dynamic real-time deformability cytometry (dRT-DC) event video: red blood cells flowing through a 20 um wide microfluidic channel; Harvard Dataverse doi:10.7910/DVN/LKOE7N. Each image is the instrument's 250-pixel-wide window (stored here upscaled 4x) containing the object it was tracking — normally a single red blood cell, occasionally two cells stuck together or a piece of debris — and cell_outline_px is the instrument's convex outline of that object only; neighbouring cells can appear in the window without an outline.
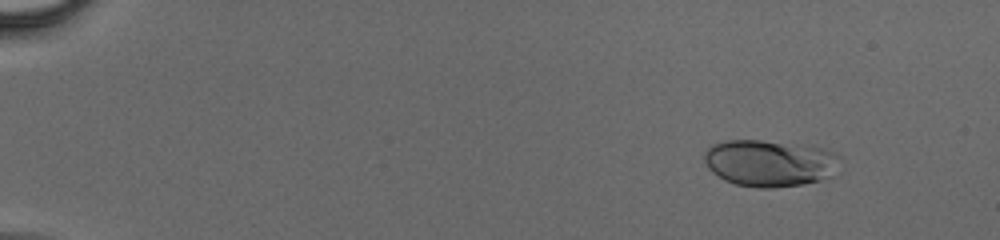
{"species": "human", "species_latin": "Homo sapiens", "temperature_condition": "cold", "stored_images_in_passage": 43, "camera_frame_rate_fps": 3000, "um_per_image_px": 0.085, "donor": {"sex": "male"}, "frame": {"image": 1, "passage_image": 1, "time_ms": 0.0, "image_size_px": [1000, 240], "cell_outline_px": [[840, 156], [836, 176], [804, 184], [772, 188], [756, 188], [736, 184], [724, 180], [712, 172], [708, 168], [704, 160], [704, 152], [712, 144], [724, 140], [760, 140], [820, 148], [836, 152]], "centroid_in_image_um": [65.43, 13.88], "position_along_channel_um": 19.6, "area_um2": 37.22}}
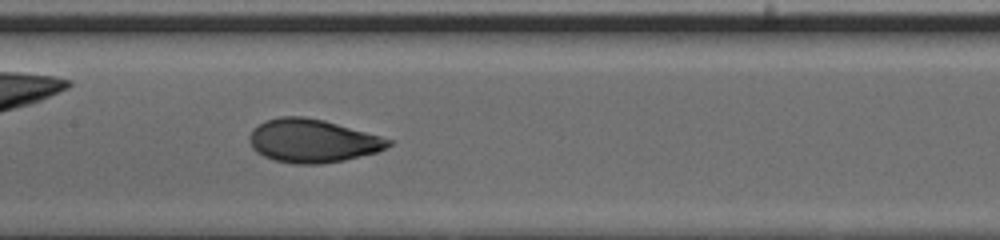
{"frame": {"image": 2, "passage_image": 21, "time_ms": 6.667, "image_size_px": [1000, 240], "cell_outline_px": [[396, 140], [392, 144], [376, 152], [344, 160], [320, 164], [292, 164], [272, 160], [256, 152], [252, 148], [248, 140], [248, 136], [252, 128], [264, 120], [280, 116], [304, 116], [324, 120]], "centroid_in_image_um": [26.53, 11.96], "position_along_channel_um": 180.9, "area_um2": 35.49}}
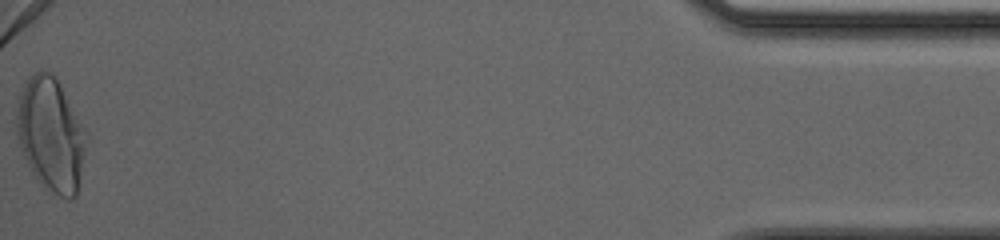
{"frame": {"image": 3, "passage_image": 43, "time_ms": 14.0, "image_size_px": [1000, 240], "cell_outline_px": [[88, 132], [80, 184], [76, 196], [72, 200], [68, 200], [44, 188], [32, 172], [24, 156], [16, 136], [16, 108], [24, 84], [40, 68], [48, 72], [56, 80]], "centroid_in_image_um": [4.34, 11.5], "position_along_channel_um": 430.9, "area_um2": 46.01}}